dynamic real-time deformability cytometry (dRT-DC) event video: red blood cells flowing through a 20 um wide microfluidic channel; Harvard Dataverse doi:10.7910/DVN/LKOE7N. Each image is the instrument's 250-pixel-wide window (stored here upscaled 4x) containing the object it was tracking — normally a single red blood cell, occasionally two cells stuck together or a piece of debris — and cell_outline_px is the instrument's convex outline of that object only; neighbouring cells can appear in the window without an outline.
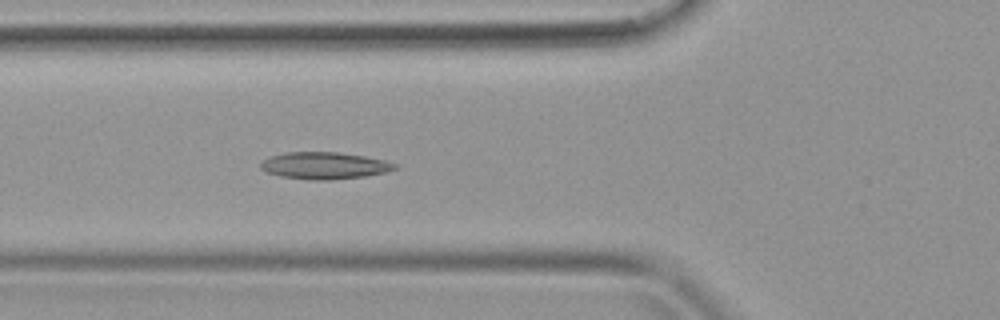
{"species": "common noctule bat (a hibernating species)", "species_latin": "Nyctalus noctula", "temperature_condition": "warm", "stored_images_in_passage": 40, "camera_frame_rate_fps": 3000, "um_per_image_px": 0.085, "animal": {"sex": "female", "body_mass_g": 19.9}, "frame": {"image": 1, "passage_image": 14, "time_ms": 4.333, "image_size_px": [1000, 320], "cell_outline_px": [[400, 164], [396, 168], [388, 172], [364, 176], [332, 180], [308, 180], [280, 176], [264, 172], [260, 168], [260, 164], [268, 156], [284, 152], [340, 152], [364, 156], [384, 160]], "centroid_in_image_um": [27.56, 14.07], "position_along_channel_um": 98.2, "area_um2": 21.39}}
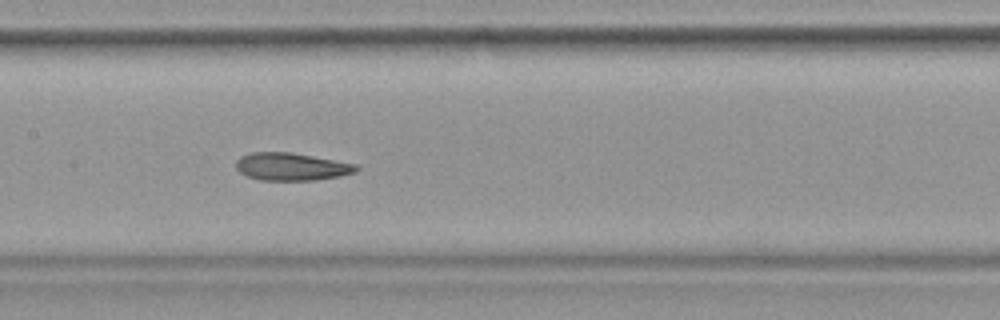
{"frame": {"image": 2, "passage_image": 19, "time_ms": 6.0, "image_size_px": [1000, 320], "cell_outline_px": [[360, 168], [356, 172], [340, 176], [316, 180], [260, 180], [248, 176], [240, 172], [236, 168], [236, 160], [240, 156], [252, 152], [292, 152], [356, 164]], "centroid_in_image_um": [24.78, 14.16], "position_along_channel_um": 182.6, "area_um2": 19.42}}
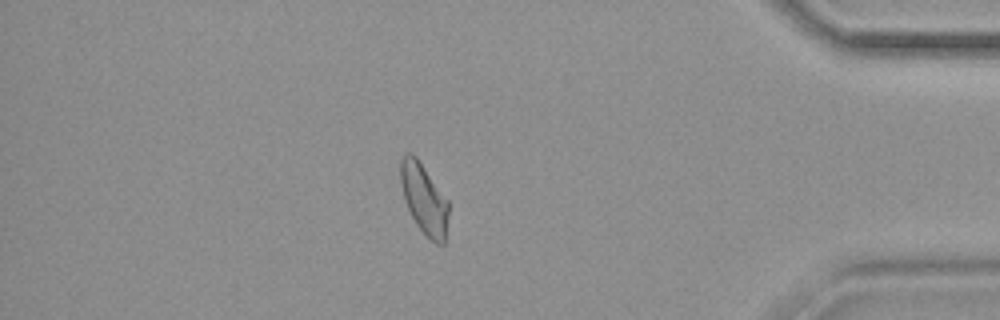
{"frame": {"image": 3, "passage_image": 34, "time_ms": 11.0, "image_size_px": [1000, 320], "cell_outline_px": [[448, 216], [444, 244], [436, 244], [416, 224], [404, 200], [400, 184], [400, 160], [408, 152], [412, 152], [416, 156], [448, 200]], "centroid_in_image_um": [36.03, 16.87], "position_along_channel_um": 399.2, "area_um2": 19.48}}